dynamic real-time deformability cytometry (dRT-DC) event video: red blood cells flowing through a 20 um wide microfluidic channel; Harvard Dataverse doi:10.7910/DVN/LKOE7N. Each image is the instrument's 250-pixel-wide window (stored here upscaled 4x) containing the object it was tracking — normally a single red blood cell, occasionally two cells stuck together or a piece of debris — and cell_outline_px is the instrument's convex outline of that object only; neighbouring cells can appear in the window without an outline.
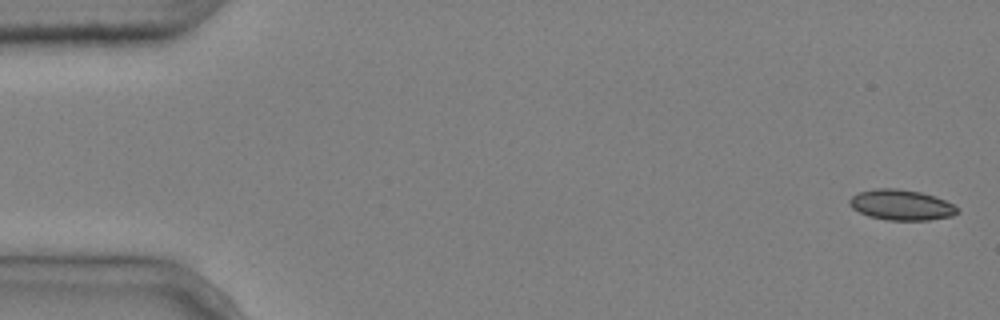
{"species": "common noctule bat (a hibernating species)", "species_latin": "Nyctalus noctula", "temperature_condition": "cold", "stored_images_in_passage": 6, "segment_of_instrument_passage": [1, 2], "camera_frame_rate_fps": 3000, "um_per_image_px": 0.085, "animal": {"sex": "male", "body_mass_g": 20.4}, "frame": {"image": 1, "passage_image": 1, "time_ms": 0.0, "image_size_px": [1000, 320], "cell_outline_px": [[960, 212], [952, 216], [928, 220], [888, 220], [868, 216], [852, 208], [848, 204], [848, 200], [856, 192], [876, 188], [896, 188], [920, 192], [936, 196], [960, 208]], "centroid_in_image_um": [76.6, 17.41], "position_along_channel_um": 8.4, "area_um2": 19.36}}
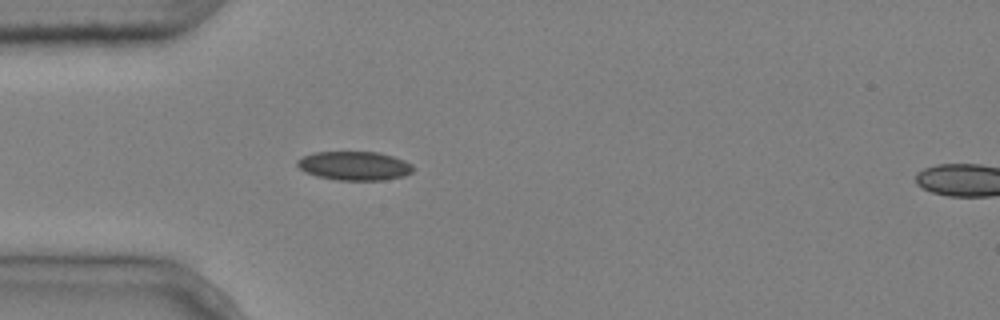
{"frame": {"image": 2, "passage_image": 5, "time_ms": 1.333, "image_size_px": [1000, 320], "cell_outline_px": [[416, 168], [412, 172], [404, 176], [384, 180], [336, 180], [316, 176], [304, 172], [296, 164], [296, 160], [312, 152], [380, 152], [404, 160], [412, 164]], "centroid_in_image_um": [30.13, 14.09], "position_along_channel_um": 54.9, "area_um2": 19.71}}